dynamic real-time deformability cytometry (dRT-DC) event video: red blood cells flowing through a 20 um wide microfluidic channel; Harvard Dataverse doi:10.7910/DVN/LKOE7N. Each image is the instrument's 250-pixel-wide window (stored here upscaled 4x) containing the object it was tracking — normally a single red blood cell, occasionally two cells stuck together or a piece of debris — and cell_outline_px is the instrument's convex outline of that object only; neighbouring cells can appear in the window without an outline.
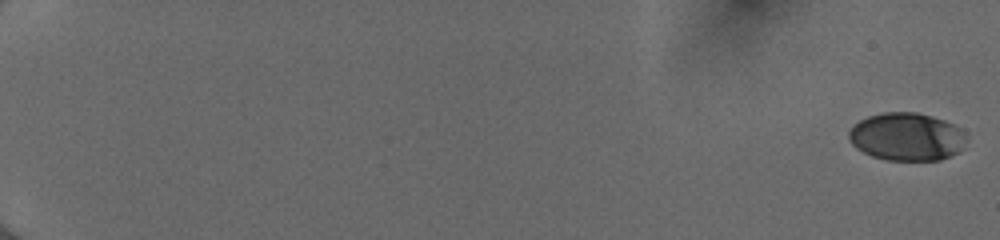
{"species": "human", "species_latin": "Homo sapiens", "temperature_condition": "cold", "stored_images_in_passage": 55, "camera_frame_rate_fps": 3000, "um_per_image_px": 0.085, "donor": {"sex": "female"}, "frame": {"image": 1, "passage_image": 1, "time_ms": 0.0, "image_size_px": [1000, 240], "cell_outline_px": [[968, 140], [964, 148], [960, 152], [940, 160], [888, 160], [872, 156], [856, 148], [848, 140], [848, 132], [860, 120], [868, 116], [884, 112], [916, 112], [932, 116], [944, 120], [952, 124], [968, 136]], "centroid_in_image_um": [77.1, 11.63], "position_along_channel_um": 7.9, "area_um2": 33.0}}
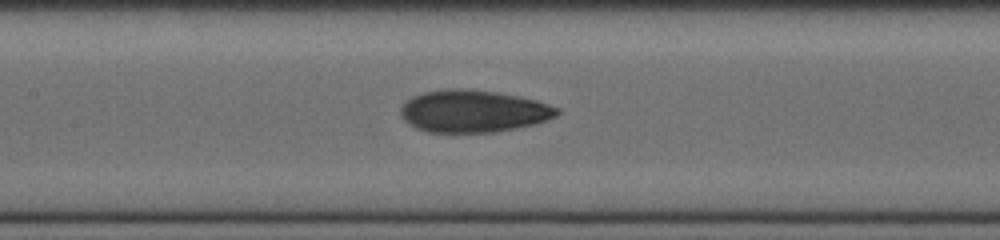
{"frame": {"image": 2, "passage_image": 30, "time_ms": 9.667, "image_size_px": [1000, 240], "cell_outline_px": [[560, 112], [556, 116], [536, 124], [516, 128], [492, 132], [428, 132], [416, 128], [408, 124], [400, 116], [400, 108], [412, 96], [424, 92], [444, 88], [468, 88], [496, 92], [520, 96], [536, 100], [560, 108]], "centroid_in_image_um": [40.22, 9.44], "position_along_channel_um": 167.2, "area_um2": 38.78}}
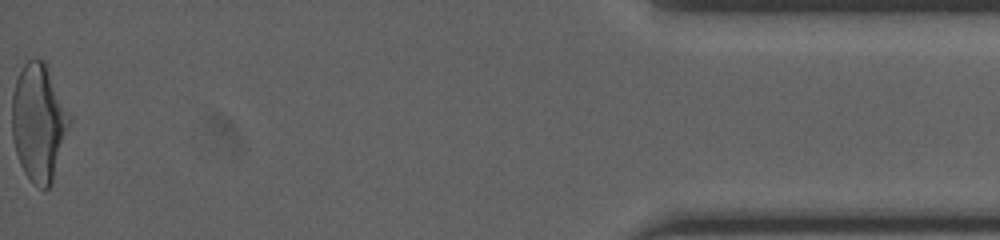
{"frame": {"image": 3, "passage_image": 55, "time_ms": 18.0, "image_size_px": [1000, 240], "cell_outline_px": [[72, 120], [52, 184], [44, 192], [32, 184], [24, 172], [20, 164], [16, 152], [12, 136], [12, 92], [16, 80], [24, 64], [28, 60], [44, 60], [72, 116]], "centroid_in_image_um": [3.31, 10.46], "position_along_channel_um": 431.9, "area_um2": 39.82}, "authors_computed_cell_mechanics": {"area_um2": 36.7608, "velocity_mm_per_s": 4.0449, "shape_relaxation_time_tau1_ms": 4.3863, "shape_relaxation_time_tau2_ms": 1.4662, "deformation_change_tau1": 0.1627, "deformation_change_tau2": 0.0752}}